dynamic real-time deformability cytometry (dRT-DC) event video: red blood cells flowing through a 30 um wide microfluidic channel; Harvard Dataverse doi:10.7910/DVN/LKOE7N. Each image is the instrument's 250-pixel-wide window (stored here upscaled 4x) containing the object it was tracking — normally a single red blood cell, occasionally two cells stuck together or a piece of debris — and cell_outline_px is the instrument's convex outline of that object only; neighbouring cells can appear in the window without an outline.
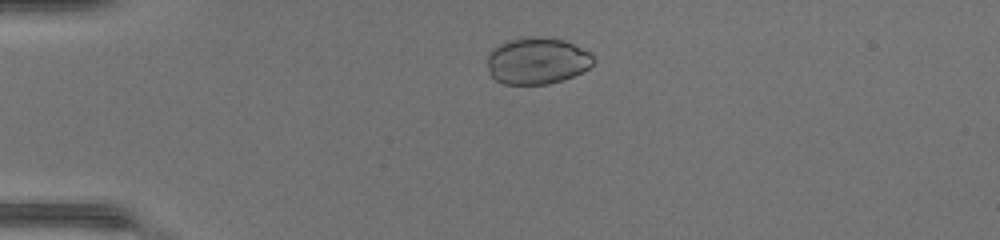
{"species": "common noctule bat (a hibernating species)", "species_latin": "Nyctalus noctula", "temperature_condition": "warm", "stored_images_in_passage": 38, "camera_frame_rate_fps": 3000, "um_per_image_px": 0.085, "animal": {"sex": "female", "body_mass_g": 17.0, "forearm_length_mm": 48.0}, "frame": {"image": 1, "passage_image": 5, "time_ms": 1.333, "image_size_px": [1000, 240], "cell_outline_px": [[596, 60], [588, 68], [572, 76], [548, 84], [504, 84], [496, 80], [488, 72], [488, 52], [492, 48], [508, 40], [532, 36], [564, 40], [588, 52]], "centroid_in_image_um": [45.61, 5.17], "position_along_channel_um": 39.4, "area_um2": 28.61}}
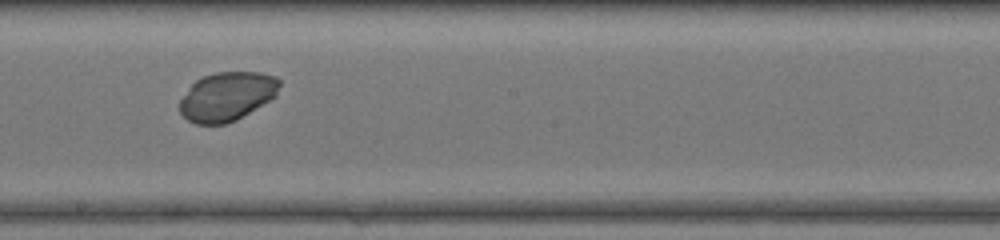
{"frame": {"image": 2, "passage_image": 21, "time_ms": 6.667, "image_size_px": [1000, 240], "cell_outline_px": [[280, 84], [276, 96], [236, 120], [224, 124], [196, 124], [188, 120], [180, 112], [180, 100], [188, 88], [196, 80], [204, 76], [216, 72], [260, 72], [276, 76], [280, 80]], "centroid_in_image_um": [19.3, 8.19], "position_along_channel_um": 228.9, "area_um2": 28.32}}
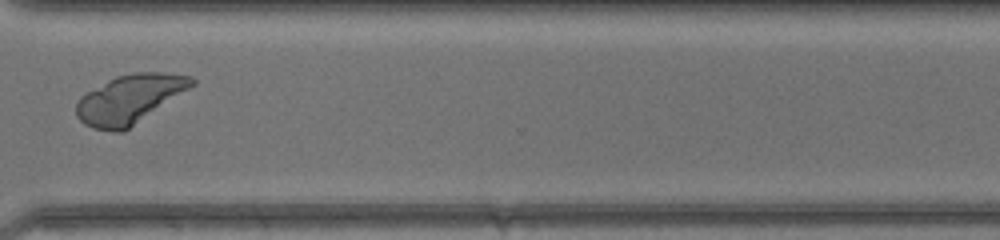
{"frame": {"image": 3, "passage_image": 30, "time_ms": 9.667, "image_size_px": [1000, 240], "cell_outline_px": [[196, 84], [128, 128], [120, 132], [112, 132], [92, 128], [84, 124], [76, 116], [76, 104], [80, 96], [108, 80], [116, 76], [132, 72], [164, 72], [192, 76], [196, 80]], "centroid_in_image_um": [11.0, 8.41], "position_along_channel_um": 359.6, "area_um2": 32.6}}